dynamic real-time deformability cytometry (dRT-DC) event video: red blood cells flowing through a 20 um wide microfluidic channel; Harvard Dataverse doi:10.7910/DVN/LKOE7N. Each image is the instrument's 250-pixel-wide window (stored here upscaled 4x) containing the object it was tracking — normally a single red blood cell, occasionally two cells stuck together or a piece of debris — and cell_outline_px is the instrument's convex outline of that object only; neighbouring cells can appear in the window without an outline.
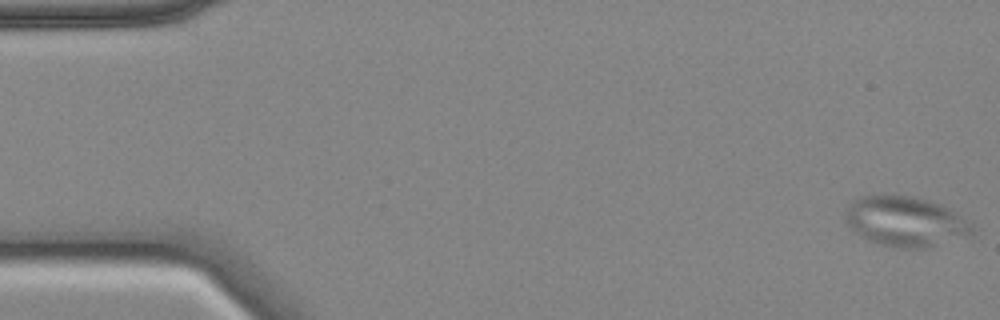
{"species": "common noctule bat (a hibernating species)", "species_latin": "Nyctalus noctula", "temperature_condition": "cold", "stored_images_in_passage": 44, "camera_frame_rate_fps": 3000, "um_per_image_px": 0.085, "animal": {"sex": "female", "body_mass_g": 18.4}, "frame": {"image": 1, "passage_image": 1, "time_ms": 0.0, "image_size_px": [1000, 320], "cell_outline_px": [[976, 232], [972, 236], [928, 248], [896, 248], [880, 244], [868, 240], [856, 232], [844, 220], [844, 216], [852, 200], [860, 196], [892, 192], [912, 196], [928, 200], [952, 208], [972, 224]], "centroid_in_image_um": [77.01, 18.8], "position_along_channel_um": 8.0, "area_um2": 38.09}}
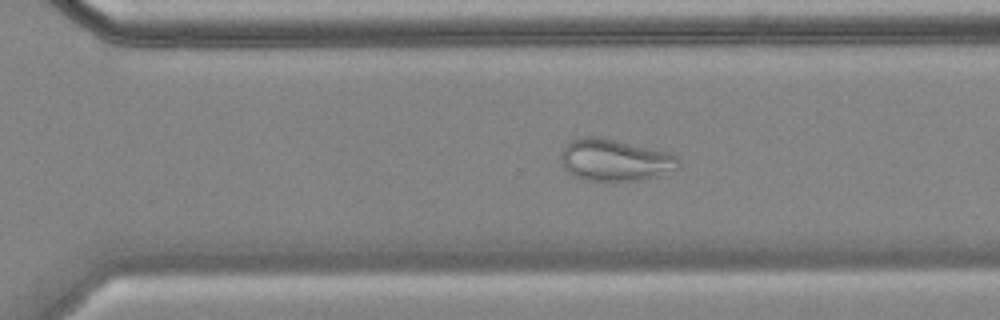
{"frame": {"image": 2, "passage_image": 39, "time_ms": 12.667, "image_size_px": [1000, 320], "cell_outline_px": [[680, 168], [656, 176], [636, 180], [584, 180], [572, 176], [560, 164], [560, 156], [564, 144], [568, 140], [576, 136], [600, 136], [668, 152], [676, 156], [680, 160]], "centroid_in_image_um": [52.19, 13.57], "position_along_channel_um": 318.4, "area_um2": 29.13}}
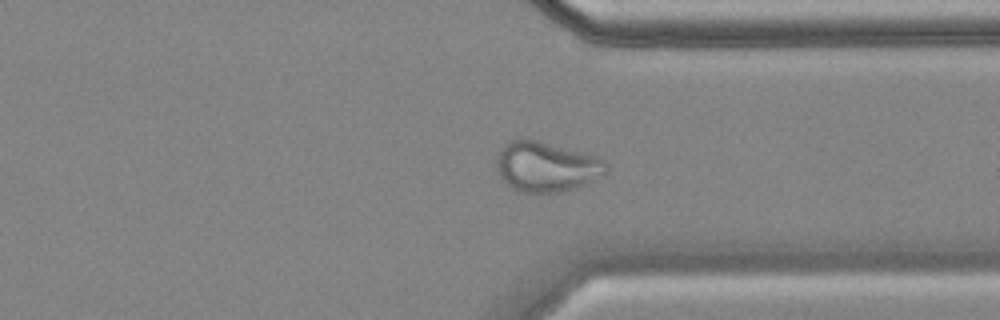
{"frame": {"image": 3, "passage_image": 43, "time_ms": 14.0, "image_size_px": [1000, 320], "cell_outline_px": [[608, 168], [604, 172], [592, 180], [584, 184], [560, 192], [516, 192], [500, 176], [496, 160], [500, 148], [504, 144], [512, 140], [536, 140], [596, 156], [604, 160], [608, 164]], "centroid_in_image_um": [46.41, 14.17], "position_along_channel_um": 365.0, "area_um2": 31.33}}